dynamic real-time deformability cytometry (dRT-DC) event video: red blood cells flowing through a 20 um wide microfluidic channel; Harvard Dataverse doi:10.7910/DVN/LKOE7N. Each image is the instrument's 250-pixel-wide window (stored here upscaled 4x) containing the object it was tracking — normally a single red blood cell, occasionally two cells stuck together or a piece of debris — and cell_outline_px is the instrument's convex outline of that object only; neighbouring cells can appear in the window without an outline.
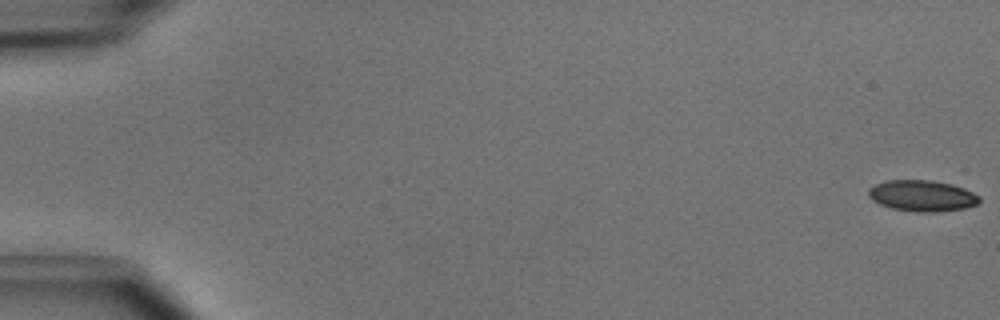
{"species": "common noctule bat (a hibernating species)", "species_latin": "Nyctalus noctula", "temperature_condition": "cold", "stored_images_in_passage": 5, "camera_frame_rate_fps": 3000, "um_per_image_px": 0.085, "animal": {"sex": "male", "body_mass_g": 15.6}, "frame": {"image": 1, "passage_image": 1, "time_ms": 0.0, "image_size_px": [1000, 320], "cell_outline_px": [[980, 200], [976, 204], [964, 208], [936, 212], [916, 212], [892, 208], [880, 204], [872, 200], [868, 196], [868, 188], [884, 180], [932, 180], [952, 184], [964, 188], [980, 196]], "centroid_in_image_um": [78.36, 16.63], "position_along_channel_um": 6.6, "area_um2": 20.17}}
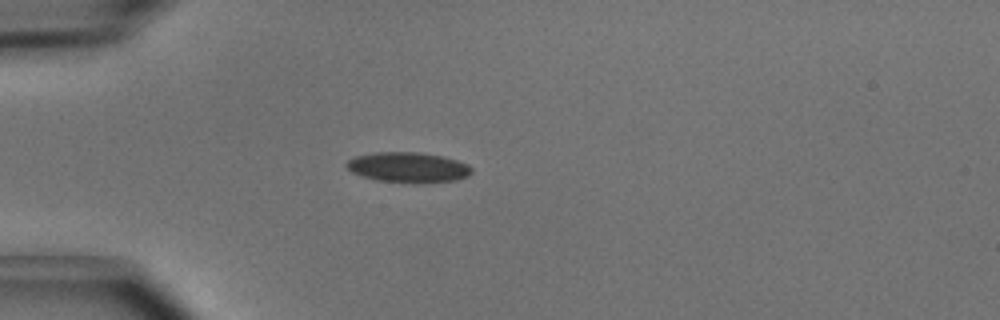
{"frame": {"image": 2, "passage_image": 5, "time_ms": 1.333, "image_size_px": [1000, 320], "cell_outline_px": [[472, 172], [468, 176], [456, 180], [428, 184], [412, 184], [376, 180], [352, 172], [344, 164], [348, 160], [356, 156], [376, 152], [416, 152], [440, 156], [456, 160], [468, 164], [472, 168]], "centroid_in_image_um": [34.72, 14.25], "position_along_channel_um": 50.3, "area_um2": 22.31}}